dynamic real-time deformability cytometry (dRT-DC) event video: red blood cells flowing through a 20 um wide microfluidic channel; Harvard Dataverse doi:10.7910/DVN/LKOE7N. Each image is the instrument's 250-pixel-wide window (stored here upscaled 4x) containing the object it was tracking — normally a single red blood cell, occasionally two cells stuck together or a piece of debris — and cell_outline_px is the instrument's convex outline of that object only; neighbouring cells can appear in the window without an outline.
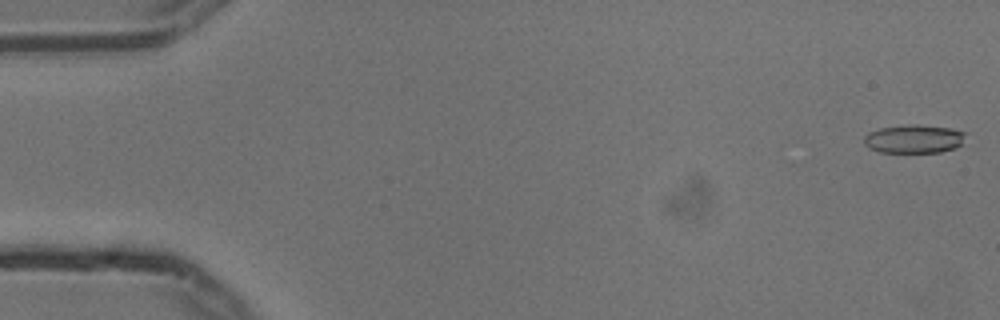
{"species": "common noctule bat (a hibernating species)", "species_latin": "Nyctalus noctula", "temperature_condition": "cold", "stored_images_in_passage": 55, "camera_frame_rate_fps": 3000, "um_per_image_px": 0.085, "animal": {"sex": "male", "body_mass_g": 13.3}, "frame": {"image": 1, "passage_image": 1, "time_ms": 0.0, "image_size_px": [1000, 320], "cell_outline_px": [[964, 132], [960, 144], [956, 148], [940, 152], [880, 152], [868, 148], [864, 144], [864, 136], [868, 132], [880, 128], [912, 124], [916, 124], [952, 128]], "centroid_in_image_um": [77.63, 11.81], "position_along_channel_um": 7.4, "area_um2": 16.76}}
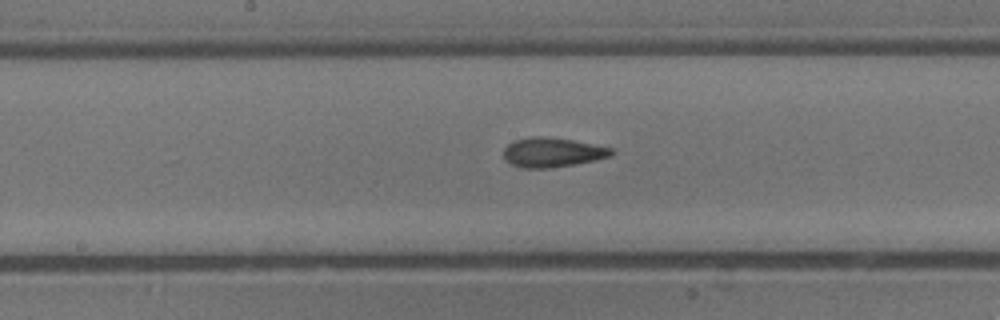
{"frame": {"image": 2, "passage_image": 28, "time_ms": 9.0, "image_size_px": [1000, 320], "cell_outline_px": [[612, 152], [608, 156], [592, 160], [572, 164], [548, 168], [520, 168], [512, 164], [504, 156], [504, 148], [512, 140], [528, 136], [544, 136], [572, 140], [612, 148]], "centroid_in_image_um": [46.86, 12.93], "position_along_channel_um": 201.3, "area_um2": 18.21}}
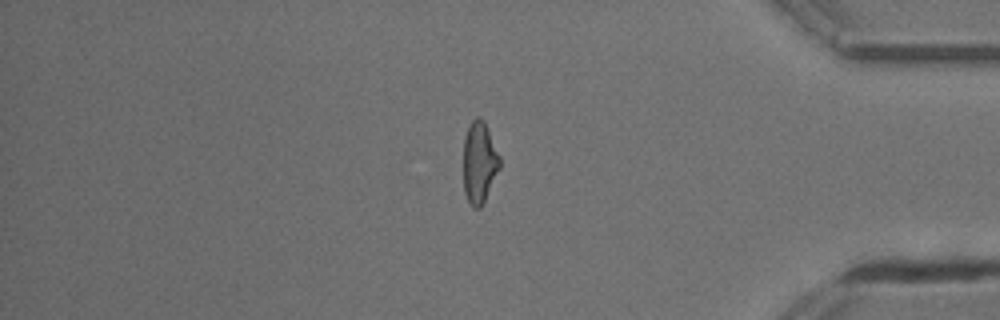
{"frame": {"image": 3, "passage_image": 46, "time_ms": 15.0, "image_size_px": [1000, 320], "cell_outline_px": [[500, 168], [480, 208], [472, 208], [464, 192], [464, 136], [472, 120], [476, 116], [480, 116], [484, 120], [500, 156]], "centroid_in_image_um": [40.74, 13.78], "position_along_channel_um": 394.5, "area_um2": 17.22}, "authors_computed_cell_mechanics": {"area_um2": 18.0336, "velocity_mm_per_s": 3.7529, "shape_relaxation_time_tau1_ms": 4.257, "shape_relaxation_time_tau2_ms": 2.2238, "deformation_change_tau1": 0.1394, "deformation_change_tau2": 0.1055}}